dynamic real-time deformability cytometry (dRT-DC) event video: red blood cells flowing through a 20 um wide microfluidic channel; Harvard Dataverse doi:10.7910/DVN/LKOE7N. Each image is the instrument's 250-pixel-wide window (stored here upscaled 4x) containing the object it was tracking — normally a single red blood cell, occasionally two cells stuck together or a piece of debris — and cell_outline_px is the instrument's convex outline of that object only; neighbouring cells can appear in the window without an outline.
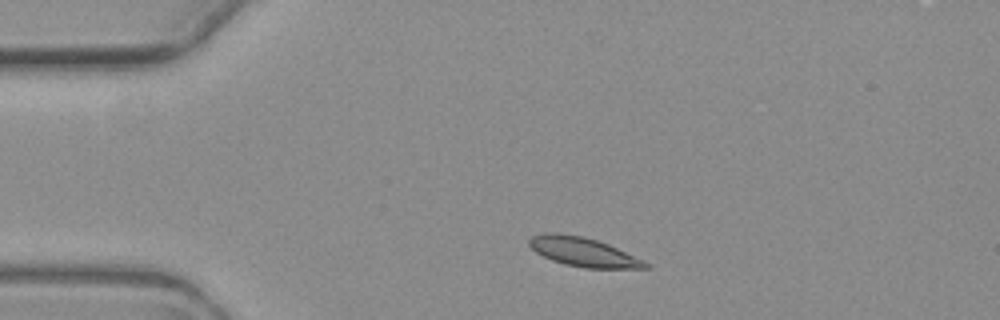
{"species": "common noctule bat (a hibernating species)", "species_latin": "Nyctalus noctula", "temperature_condition": "warm", "stored_images_in_passage": 3, "camera_frame_rate_fps": 3000, "um_per_image_px": 0.085, "animal": {"sex": "female", "body_mass_g": 19.3, "forearm_length_mm": 54.1}, "frame": {"image": 1, "passage_image": 1, "time_ms": 0.0, "image_size_px": [1000, 320], "cell_outline_px": [[652, 268], [584, 268], [564, 264], [552, 260], [536, 252], [528, 244], [528, 240], [532, 236], [544, 232], [556, 232], [584, 236], [608, 244], [644, 260], [652, 264]], "centroid_in_image_um": [49.59, 21.41], "position_along_channel_um": 35.4, "area_um2": 19.83}}
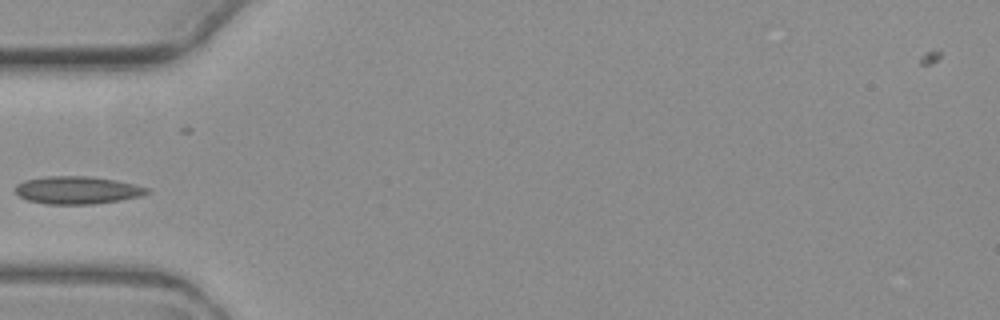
{"frame": {"image": 2, "passage_image": 3, "time_ms": 2.333, "image_size_px": [1000, 320], "cell_outline_px": [[152, 192], [140, 196], [120, 200], [92, 204], [44, 204], [28, 200], [20, 196], [16, 192], [16, 184], [24, 180], [44, 176], [88, 176], [116, 180], [148, 188]], "centroid_in_image_um": [6.56, 16.16], "position_along_channel_um": 78.4, "area_um2": 21.21}}